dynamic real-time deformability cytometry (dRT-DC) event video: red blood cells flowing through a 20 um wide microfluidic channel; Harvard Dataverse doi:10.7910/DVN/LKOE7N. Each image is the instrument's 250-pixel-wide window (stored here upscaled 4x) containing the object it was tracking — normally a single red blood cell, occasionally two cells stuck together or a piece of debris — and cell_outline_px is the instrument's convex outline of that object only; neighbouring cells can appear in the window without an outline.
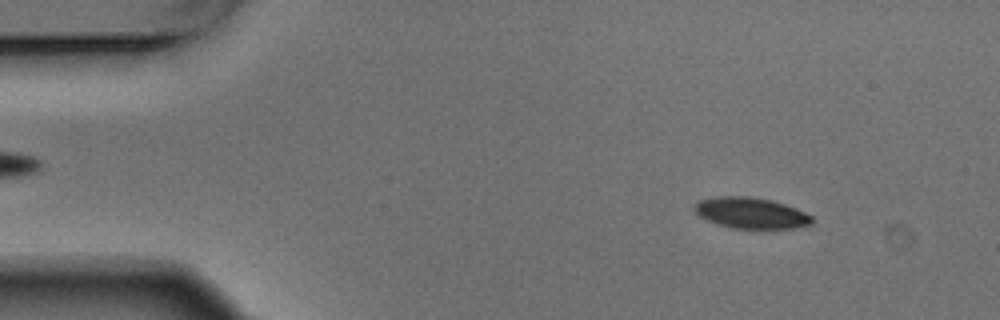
{"species": "Egyptian fruit bat (a non-hibernating species)", "species_latin": "Rousettus aegyptiacus", "temperature_condition": "warm", "stored_images_in_passage": 5, "camera_frame_rate_fps": 3000, "um_per_image_px": 0.085, "animal": {"sex": "male"}, "frame": {"image": 1, "passage_image": 1, "time_ms": 0.0, "image_size_px": [1000, 320], "cell_outline_px": [[812, 224], [792, 228], [732, 228], [716, 224], [700, 216], [692, 208], [700, 200], [716, 196], [748, 196], [772, 200], [796, 208], [812, 216]], "centroid_in_image_um": [63.82, 18.1], "position_along_channel_um": 21.2, "area_um2": 21.1}}
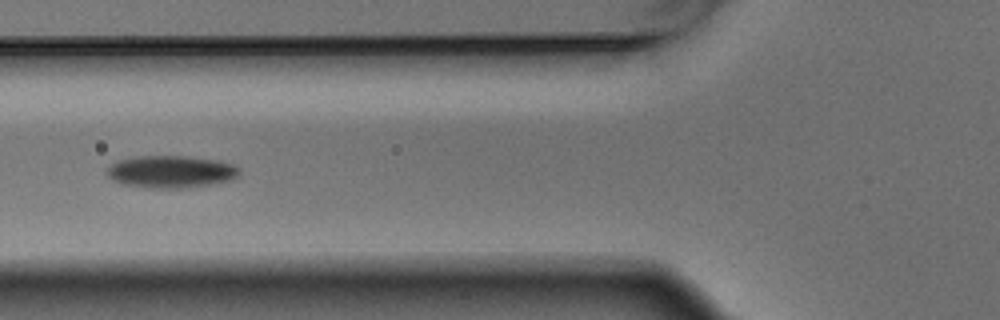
{"frame": {"image": 2, "passage_image": 5, "time_ms": 1.333, "image_size_px": [1000, 320], "cell_outline_px": [[240, 176], [232, 180], [208, 184], [180, 188], [144, 188], [124, 184], [112, 180], [108, 176], [108, 168], [112, 164], [120, 160], [140, 156], [188, 156], [220, 160], [232, 164], [240, 168]], "centroid_in_image_um": [14.58, 14.59], "position_along_channel_um": 111.2, "area_um2": 24.91}}